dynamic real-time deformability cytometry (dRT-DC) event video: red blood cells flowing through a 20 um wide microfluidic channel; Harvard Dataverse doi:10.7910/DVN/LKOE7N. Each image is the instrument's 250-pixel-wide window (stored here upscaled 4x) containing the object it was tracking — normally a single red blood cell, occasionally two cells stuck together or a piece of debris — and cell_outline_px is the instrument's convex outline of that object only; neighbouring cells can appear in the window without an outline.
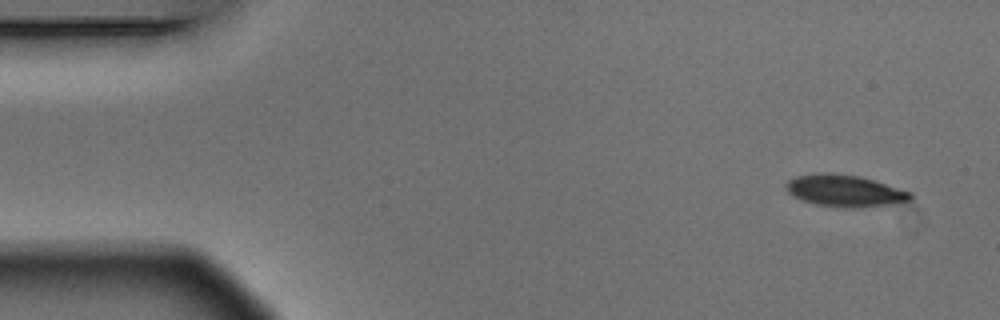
{"species": "Egyptian fruit bat (a non-hibernating species)", "species_latin": "Rousettus aegyptiacus", "temperature_condition": "warm", "stored_images_in_passage": 5, "camera_frame_rate_fps": 3000, "um_per_image_px": 0.085, "animal": {"sex": "male"}, "frame": {"image": 1, "passage_image": 1, "time_ms": 0.0, "image_size_px": [1000, 320], "cell_outline_px": [[912, 200], [892, 204], [856, 208], [844, 208], [816, 204], [800, 200], [792, 196], [784, 188], [784, 184], [788, 180], [796, 176], [816, 172], [820, 172], [860, 176], [912, 192]], "centroid_in_image_um": [71.76, 16.22], "position_along_channel_um": 13.2, "area_um2": 23.29}}
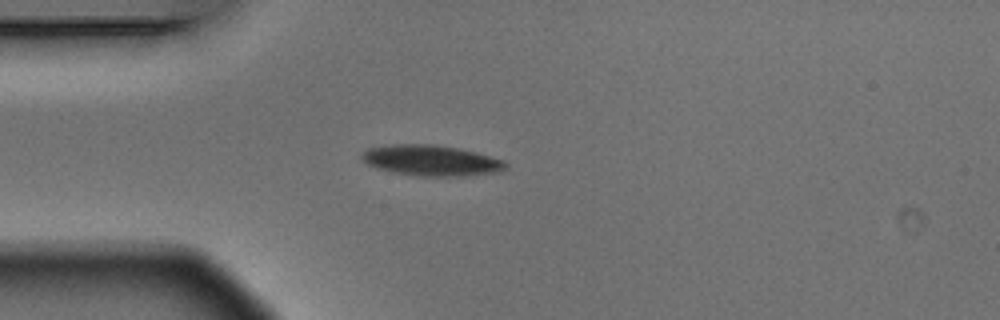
{"frame": {"image": 2, "passage_image": 4, "time_ms": 1.0, "image_size_px": [1000, 320], "cell_outline_px": [[508, 168], [500, 172], [464, 176], [420, 176], [392, 172], [368, 164], [360, 156], [368, 148], [392, 144], [436, 144], [460, 148], [476, 152], [504, 160], [508, 164]], "centroid_in_image_um": [36.72, 13.63], "position_along_channel_um": 48.3, "area_um2": 25.84}}